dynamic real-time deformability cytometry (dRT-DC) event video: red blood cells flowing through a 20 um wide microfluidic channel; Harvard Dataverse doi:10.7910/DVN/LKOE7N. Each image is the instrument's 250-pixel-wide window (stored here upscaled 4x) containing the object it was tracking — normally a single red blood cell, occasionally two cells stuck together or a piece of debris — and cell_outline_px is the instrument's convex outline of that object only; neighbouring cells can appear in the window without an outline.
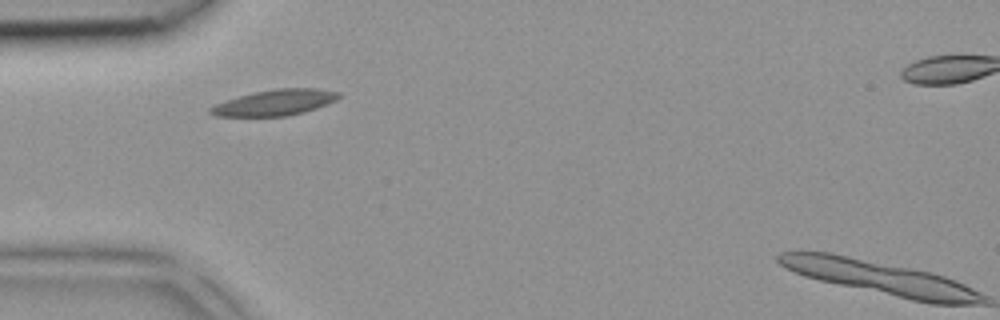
{"species": "common noctule bat (a hibernating species)", "species_latin": "Nyctalus noctula", "temperature_condition": "room temperature", "stored_images_in_passage": 29, "camera_frame_rate_fps": 3000, "um_per_image_px": 0.085, "animal": {"sex": "female", "body_mass_g": 18.4}, "frame": {"image": 1, "passage_image": 1, "time_ms": 0.0, "image_size_px": [1000, 320], "cell_outline_px": [[340, 96], [336, 100], [316, 108], [304, 112], [288, 116], [216, 116], [208, 112], [208, 108], [216, 104], [240, 96], [256, 92], [276, 88], [320, 88], [340, 92]], "centroid_in_image_um": [23.4, 8.71], "position_along_channel_um": 61.6, "area_um2": 19.19}}
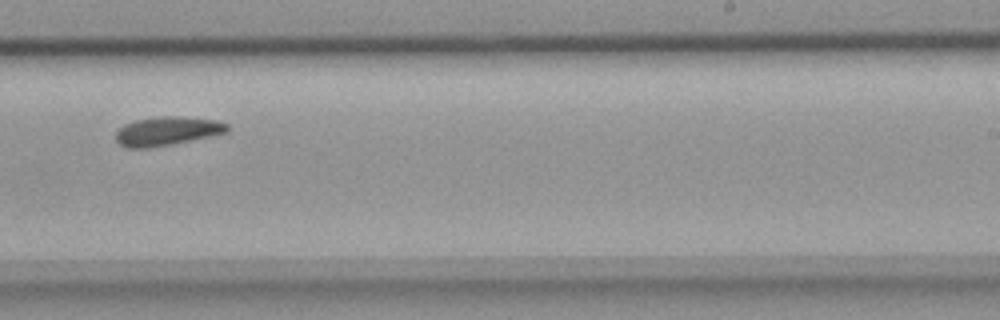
{"frame": {"image": 2, "passage_image": 15, "time_ms": 4.667, "image_size_px": [1000, 320], "cell_outline_px": [[228, 132], [148, 148], [128, 148], [120, 144], [116, 140], [116, 132], [124, 124], [136, 120], [160, 116], [176, 116], [216, 120], [228, 124]], "centroid_in_image_um": [14.17, 11.13], "position_along_channel_um": 274.8, "area_um2": 18.32}}
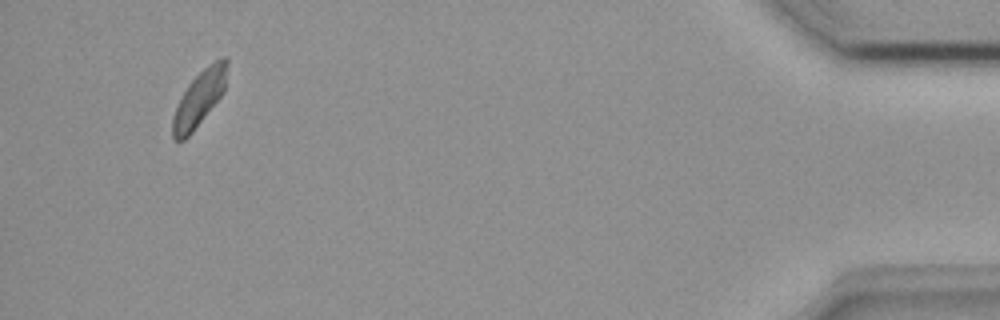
{"frame": {"image": 3, "passage_image": 29, "time_ms": 9.333, "image_size_px": [1000, 320], "cell_outline_px": [[228, 64], [224, 92], [192, 132], [184, 140], [176, 140], [172, 136], [172, 120], [180, 96], [188, 84], [204, 68], [216, 60], [224, 56], [228, 56]], "centroid_in_image_um": [16.95, 8.34], "position_along_channel_um": 418.3, "area_um2": 17.34}}